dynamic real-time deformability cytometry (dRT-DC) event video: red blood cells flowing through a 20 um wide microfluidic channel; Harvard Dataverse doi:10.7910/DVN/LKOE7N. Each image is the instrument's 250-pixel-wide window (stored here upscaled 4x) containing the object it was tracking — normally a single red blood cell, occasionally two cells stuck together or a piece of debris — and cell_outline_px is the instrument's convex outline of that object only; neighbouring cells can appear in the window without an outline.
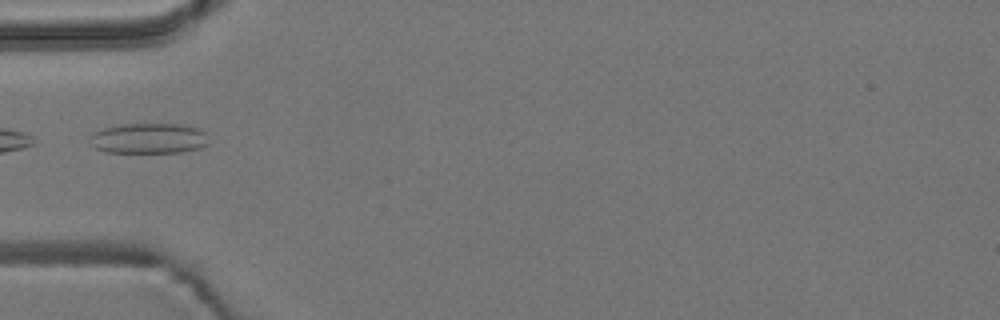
{"species": "common noctule bat (a hibernating species)", "species_latin": "Nyctalus noctula", "temperature_condition": "room temperature", "stored_images_in_passage": 2, "camera_frame_rate_fps": 3000, "um_per_image_px": 0.085, "animal": {"sex": "male", "body_mass_g": 19.2, "forearm_length_mm": 51.8}, "frame": {"image": 1, "passage_image": 1, "time_ms": 0.0, "image_size_px": [1000, 320], "cell_outline_px": [[208, 144], [200, 148], [180, 152], [104, 152], [96, 148], [88, 140], [88, 136], [92, 132], [100, 128], [120, 124], [180, 124], [204, 128]], "centroid_in_image_um": [12.62, 11.74], "position_along_channel_um": 72.4, "area_um2": 21.44}}